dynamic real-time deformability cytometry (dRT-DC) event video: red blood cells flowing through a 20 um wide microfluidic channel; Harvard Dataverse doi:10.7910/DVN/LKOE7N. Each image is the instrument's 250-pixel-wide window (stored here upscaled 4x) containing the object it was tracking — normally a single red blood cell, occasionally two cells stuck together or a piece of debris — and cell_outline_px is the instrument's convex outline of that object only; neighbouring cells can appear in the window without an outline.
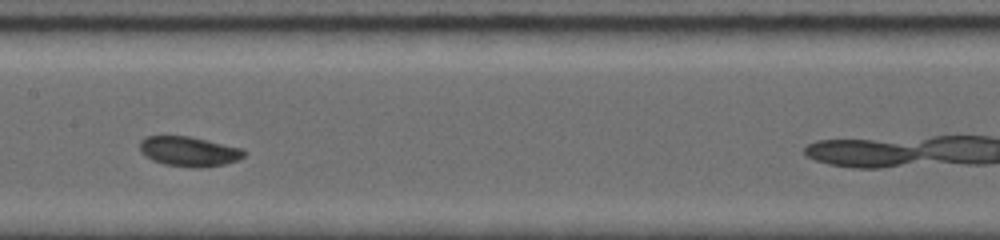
{"species": "common noctule bat (a hibernating species)", "species_latin": "Nyctalus noctula", "temperature_condition": "room temperature", "stored_images_in_passage": 21, "camera_frame_rate_fps": 5000, "um_per_image_px": 0.085, "animal": {"sex": "female", "body_mass_g": 19.0, "forearm_length_mm": 56.7}, "frame": {"image": 1, "passage_image": 12, "time_ms": 3.8, "image_size_px": [1000, 240], "cell_outline_px": [[244, 156], [236, 160], [224, 164], [200, 168], [192, 168], [164, 164], [152, 160], [144, 156], [140, 152], [140, 140], [148, 136], [192, 136], [244, 148]], "centroid_in_image_um": [16.05, 12.86], "position_along_channel_um": 191.3, "area_um2": 18.32}}